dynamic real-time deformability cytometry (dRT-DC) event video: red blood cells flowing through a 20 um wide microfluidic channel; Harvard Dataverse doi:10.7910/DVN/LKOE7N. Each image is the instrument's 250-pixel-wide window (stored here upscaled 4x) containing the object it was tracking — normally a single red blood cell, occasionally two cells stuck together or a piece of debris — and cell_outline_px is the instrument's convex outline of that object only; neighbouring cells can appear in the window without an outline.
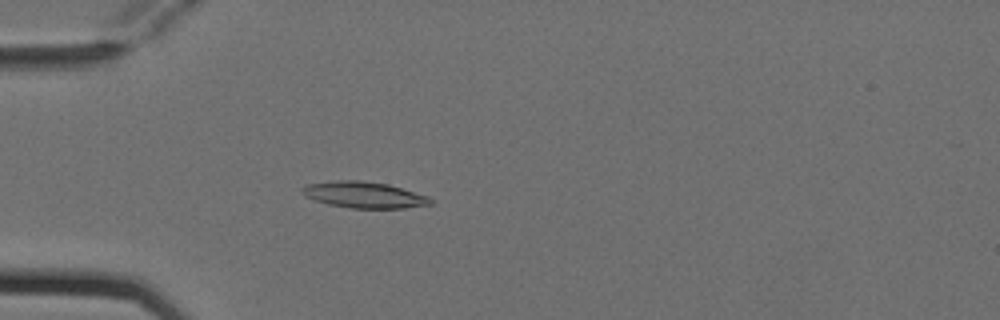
{"species": "Egyptian fruit bat (a non-hibernating species)", "species_latin": "Rousettus aegyptiacus", "temperature_condition": "cold", "stored_images_in_passage": 3, "camera_frame_rate_fps": 3000, "um_per_image_px": 0.085, "animal": {"sex": "female"}, "frame": {"image": 1, "passage_image": 3, "time_ms": 0.667, "image_size_px": [1000, 320], "cell_outline_px": [[432, 204], [404, 208], [348, 208], [328, 204], [304, 196], [300, 192], [300, 188], [308, 184], [336, 180], [360, 180], [388, 184], [428, 196], [432, 200]], "centroid_in_image_um": [30.91, 16.56], "position_along_channel_um": 54.1, "area_um2": 19.65}}